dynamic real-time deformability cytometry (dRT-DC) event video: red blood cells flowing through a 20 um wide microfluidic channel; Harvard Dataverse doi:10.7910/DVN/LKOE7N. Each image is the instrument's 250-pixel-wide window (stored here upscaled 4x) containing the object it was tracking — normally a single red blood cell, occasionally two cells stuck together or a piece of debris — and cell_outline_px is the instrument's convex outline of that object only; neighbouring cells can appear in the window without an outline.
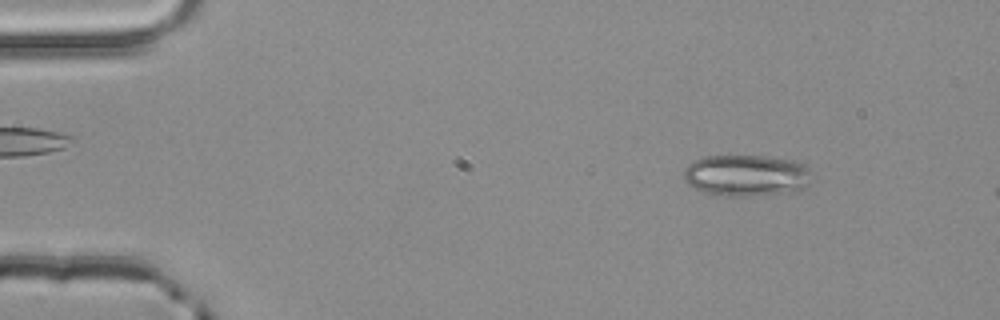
{"species": "common noctule bat (a hibernating species)", "species_latin": "Nyctalus noctula", "temperature_condition": "room temperature", "stored_images_in_passage": 2, "camera_frame_rate_fps": 3000, "um_per_image_px": 0.085, "animal": {"sex": "male", "body_mass_g": 20.4}, "frame": {"image": 1, "passage_image": 1, "time_ms": 0.0, "image_size_px": [1000, 320], "cell_outline_px": [[808, 184], [804, 188], [796, 192], [748, 196], [716, 196], [704, 192], [688, 184], [684, 180], [684, 168], [692, 160], [704, 156], [764, 156], [788, 160], [800, 164], [808, 168]], "centroid_in_image_um": [63.36, 14.93], "position_along_channel_um": 21.6, "area_um2": 30.92}}